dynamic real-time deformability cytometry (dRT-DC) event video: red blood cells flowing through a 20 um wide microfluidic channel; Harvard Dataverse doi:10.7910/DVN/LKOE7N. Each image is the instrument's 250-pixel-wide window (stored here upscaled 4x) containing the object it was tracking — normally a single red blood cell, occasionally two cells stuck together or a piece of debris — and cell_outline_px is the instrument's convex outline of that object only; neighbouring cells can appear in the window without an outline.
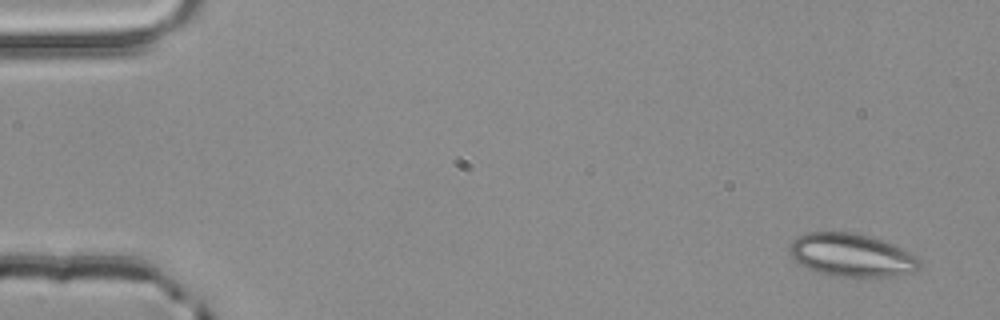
{"species": "common noctule bat (a hibernating species)", "species_latin": "Nyctalus noctula", "temperature_condition": "room temperature", "stored_images_in_passage": 3, "camera_frame_rate_fps": 3000, "um_per_image_px": 0.085, "animal": {"sex": "male", "body_mass_g": 20.4}, "frame": {"image": 1, "passage_image": 1, "time_ms": 0.0, "image_size_px": [1000, 320], "cell_outline_px": [[920, 268], [916, 272], [896, 276], [872, 280], [856, 280], [828, 276], [808, 268], [800, 264], [788, 252], [788, 248], [792, 240], [804, 232], [848, 232], [868, 236], [904, 248], [916, 256], [920, 260]], "centroid_in_image_um": [72.42, 21.76], "position_along_channel_um": 12.6, "area_um2": 33.93}}